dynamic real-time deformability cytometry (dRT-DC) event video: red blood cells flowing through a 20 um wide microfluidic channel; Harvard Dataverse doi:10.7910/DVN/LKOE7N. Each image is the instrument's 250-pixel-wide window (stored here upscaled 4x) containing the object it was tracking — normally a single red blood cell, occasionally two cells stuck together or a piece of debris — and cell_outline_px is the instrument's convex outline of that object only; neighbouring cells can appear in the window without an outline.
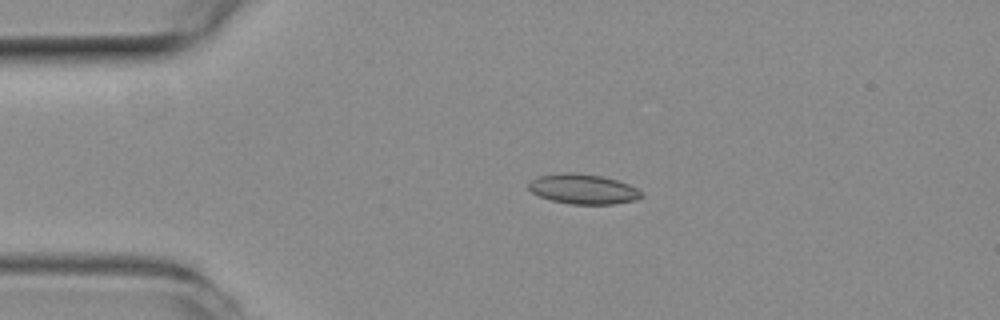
{"species": "common noctule bat (a hibernating species)", "species_latin": "Nyctalus noctula", "temperature_condition": "room temperature", "stored_images_in_passage": 22, "camera_frame_rate_fps": 3000, "um_per_image_px": 0.085, "animal": {"sex": "female", "body_mass_g": 19.3, "forearm_length_mm": 54.1}, "frame": {"image": 1, "passage_image": 11, "time_ms": 3.333, "image_size_px": [1000, 320], "cell_outline_px": [[644, 196], [636, 200], [612, 204], [572, 204], [552, 200], [540, 196], [532, 192], [528, 188], [528, 184], [532, 180], [540, 176], [568, 172], [600, 176], [616, 180], [628, 184], [644, 192]], "centroid_in_image_um": [49.61, 16.08], "position_along_channel_um": 35.4, "area_um2": 19.42}}
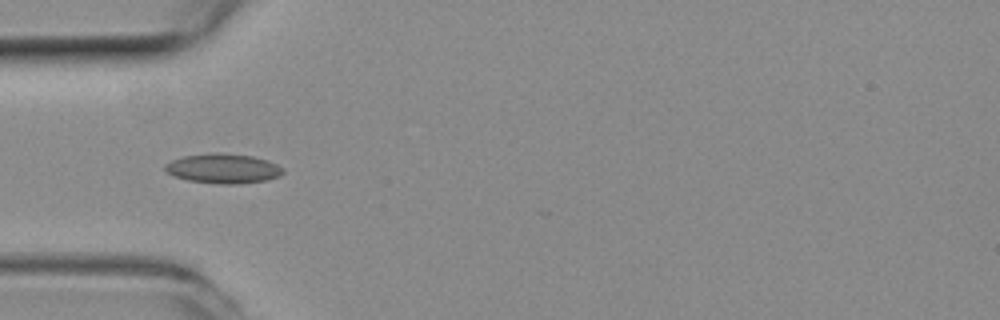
{"frame": {"image": 2, "passage_image": 16, "time_ms": 5.0, "image_size_px": [1000, 320], "cell_outline_px": [[284, 172], [280, 176], [268, 180], [236, 184], [216, 184], [188, 180], [172, 176], [164, 168], [164, 164], [172, 160], [184, 156], [216, 152], [252, 156], [268, 160], [284, 168]], "centroid_in_image_um": [18.98, 14.33], "position_along_channel_um": 66.0, "area_um2": 20.52}}
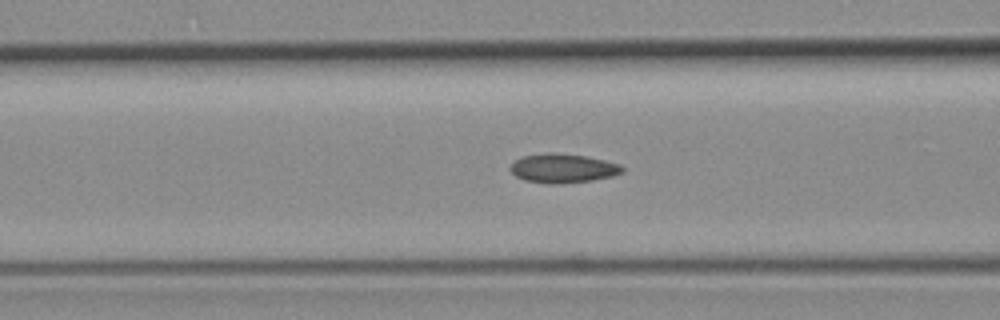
{"frame": {"image": 3, "passage_image": 20, "time_ms": 6.333, "image_size_px": [1000, 320], "cell_outline_px": [[624, 172], [612, 176], [592, 180], [560, 184], [544, 184], [524, 180], [516, 176], [508, 168], [516, 160], [524, 156], [548, 152], [556, 152], [584, 156], [604, 160], [620, 164], [624, 168]], "centroid_in_image_um": [47.84, 14.31], "position_along_channel_um": 118.8, "area_um2": 19.07}}